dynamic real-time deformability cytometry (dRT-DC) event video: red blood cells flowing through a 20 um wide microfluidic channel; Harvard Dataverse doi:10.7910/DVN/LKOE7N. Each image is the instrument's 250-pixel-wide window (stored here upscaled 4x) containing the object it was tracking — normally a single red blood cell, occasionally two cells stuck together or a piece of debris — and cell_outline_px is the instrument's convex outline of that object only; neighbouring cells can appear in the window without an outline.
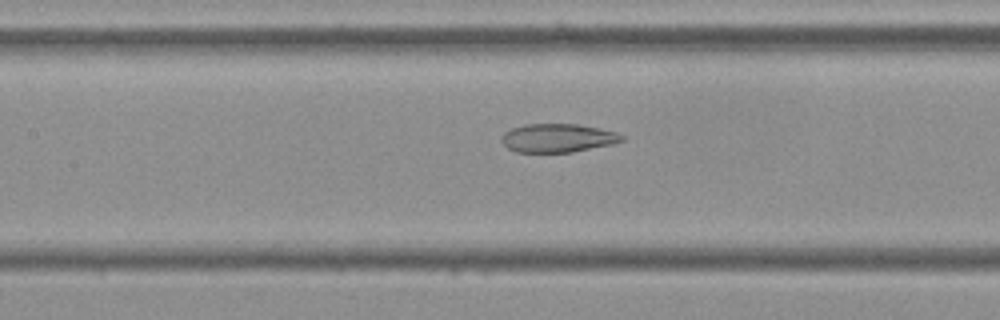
{"species": "Egyptian fruit bat (a non-hibernating species)", "species_latin": "Rousettus aegyptiacus", "temperature_condition": "cold", "stored_images_in_passage": 55, "camera_frame_rate_fps": 3000, "um_per_image_px": 0.085, "frame": {"image": 1, "passage_image": 25, "time_ms": 8.0, "image_size_px": [1000, 320], "cell_outline_px": [[624, 140], [612, 144], [572, 152], [516, 152], [508, 148], [500, 140], [500, 136], [504, 132], [512, 128], [524, 124], [576, 124], [600, 128], [616, 132], [624, 136]], "centroid_in_image_um": [47.39, 11.73], "position_along_channel_um": 160.0, "area_um2": 20.06}}
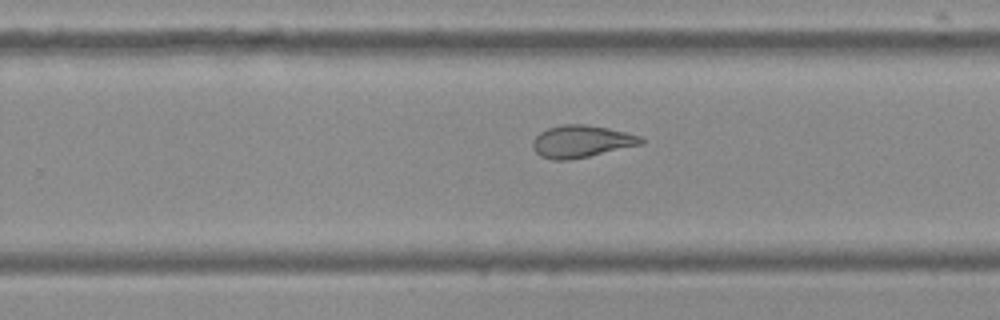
{"frame": {"image": 2, "passage_image": 35, "time_ms": 11.333, "image_size_px": [1000, 320], "cell_outline_px": [[644, 144], [588, 156], [568, 160], [552, 160], [540, 156], [532, 148], [532, 140], [540, 132], [548, 128], [560, 124], [584, 124], [608, 128], [640, 136], [644, 140]], "centroid_in_image_um": [49.39, 12.02], "position_along_channel_um": 280.4, "area_um2": 20.35}}
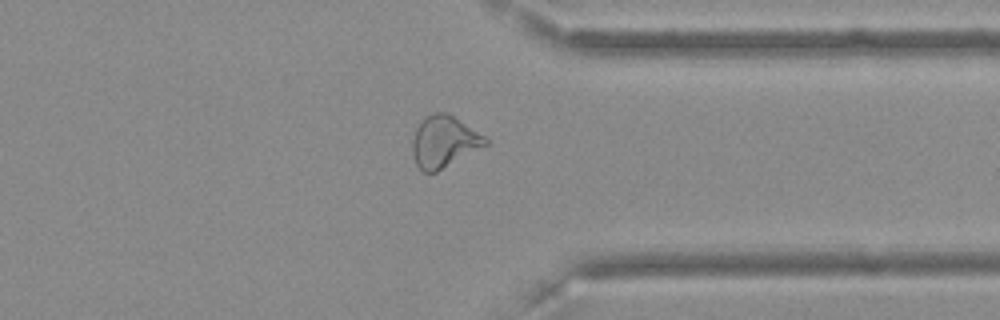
{"frame": {"image": 3, "passage_image": 43, "time_ms": 14.0, "image_size_px": [1000, 320], "cell_outline_px": [[488, 144], [436, 172], [424, 172], [416, 164], [412, 152], [412, 140], [416, 128], [420, 120], [424, 116], [432, 112], [448, 112], [484, 136], [488, 140]], "centroid_in_image_um": [37.7, 12.01], "position_along_channel_um": 373.7, "area_um2": 21.91}, "authors_computed_cell_mechanics": {"area_um2": 23.7558, "velocity_mm_per_s": 3.6235, "shape_relaxation_time_tau1_ms": null, "shape_relaxation_time_tau2_ms": 2.3155, "deformation_change_tau1": null, "deformation_change_tau2": 0.0904}}